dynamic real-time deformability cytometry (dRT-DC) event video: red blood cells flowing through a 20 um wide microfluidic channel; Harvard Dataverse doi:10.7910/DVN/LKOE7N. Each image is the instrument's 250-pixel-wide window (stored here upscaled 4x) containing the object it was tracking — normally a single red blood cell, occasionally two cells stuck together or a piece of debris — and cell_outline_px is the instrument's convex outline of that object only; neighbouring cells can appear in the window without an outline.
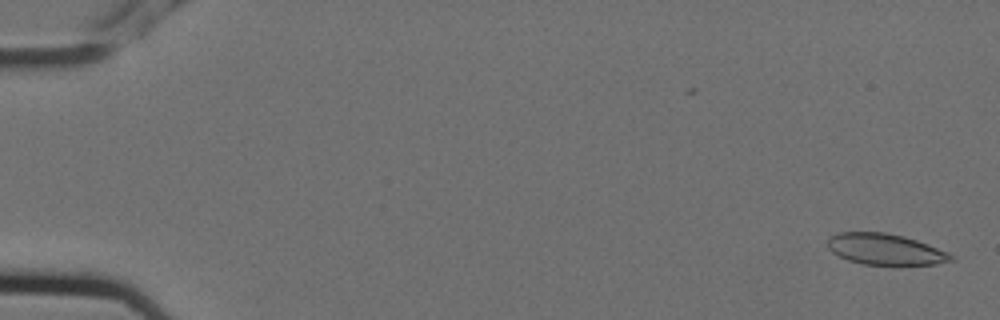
{"species": "Egyptian fruit bat (a non-hibernating species)", "species_latin": "Rousettus aegyptiacus", "temperature_condition": "cold", "stored_images_in_passage": 14, "camera_frame_rate_fps": 3000, "um_per_image_px": 0.085, "animal": {"sex": "female"}, "frame": {"image": 1, "passage_image": 1, "time_ms": 0.0, "image_size_px": [1000, 320], "cell_outline_px": [[956, 260], [936, 264], [892, 268], [864, 264], [848, 260], [832, 252], [828, 248], [828, 240], [836, 232], [884, 232], [904, 236], [928, 244], [948, 252]], "centroid_in_image_um": [75.3, 21.24], "position_along_channel_um": 9.7, "area_um2": 23.18}}
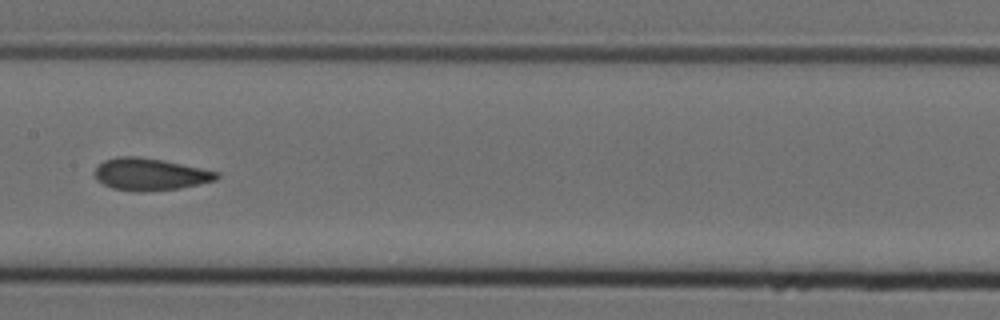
{"frame": {"image": 2, "passage_image": 8, "time_ms": 2.333, "image_size_px": [1000, 320], "cell_outline_px": [[220, 176], [216, 180], [180, 188], [140, 192], [136, 192], [112, 188], [104, 184], [92, 172], [104, 160], [116, 156], [140, 156], [164, 160], [220, 172]], "centroid_in_image_um": [12.77, 14.8], "position_along_channel_um": 194.6, "area_um2": 22.89}}
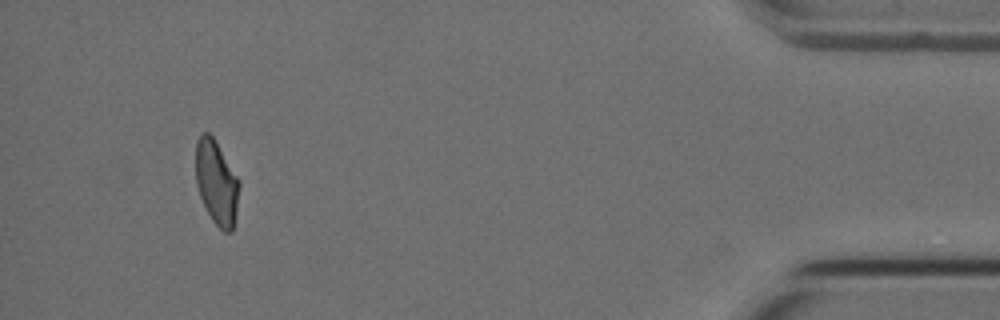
{"frame": {"image": 3, "passage_image": 14, "time_ms": 4.333, "image_size_px": [1000, 320], "cell_outline_px": [[240, 184], [236, 212], [232, 232], [224, 232], [212, 220], [200, 196], [196, 184], [196, 140], [204, 132], [208, 132], [212, 136], [240, 180]], "centroid_in_image_um": [18.41, 15.52], "position_along_channel_um": 416.8, "area_um2": 21.15}}